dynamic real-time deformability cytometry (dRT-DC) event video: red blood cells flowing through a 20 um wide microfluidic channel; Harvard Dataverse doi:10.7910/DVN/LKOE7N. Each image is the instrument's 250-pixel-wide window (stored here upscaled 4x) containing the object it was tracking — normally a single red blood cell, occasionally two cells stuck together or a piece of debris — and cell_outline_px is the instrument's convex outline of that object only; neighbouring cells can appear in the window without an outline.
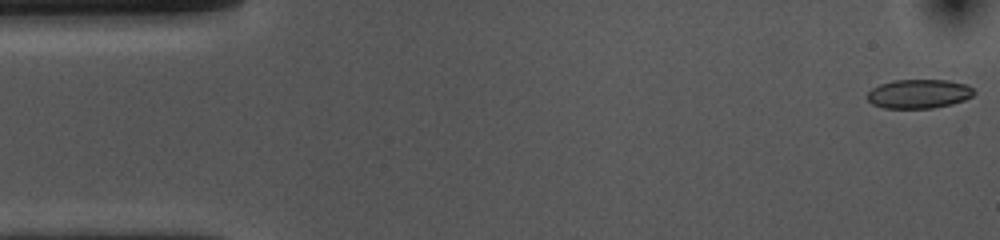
{"species": "common noctule bat (a hibernating species)", "species_latin": "Nyctalus noctula", "temperature_condition": "cold", "stored_images_in_passage": 53, "camera_frame_rate_fps": 3000, "um_per_image_px": 0.085, "animal": {"sex": "female", "body_mass_g": 10.0, "forearm_length_mm": 53.1}, "frame": {"image": 1, "passage_image": 1, "time_ms": 0.0, "image_size_px": [1000, 240], "cell_outline_px": [[976, 92], [972, 96], [964, 100], [952, 104], [932, 108], [884, 108], [872, 104], [868, 100], [868, 92], [872, 88], [880, 84], [892, 80], [948, 80], [964, 84], [972, 88]], "centroid_in_image_um": [78.09, 7.97], "position_along_channel_um": 6.9, "area_um2": 18.03}}
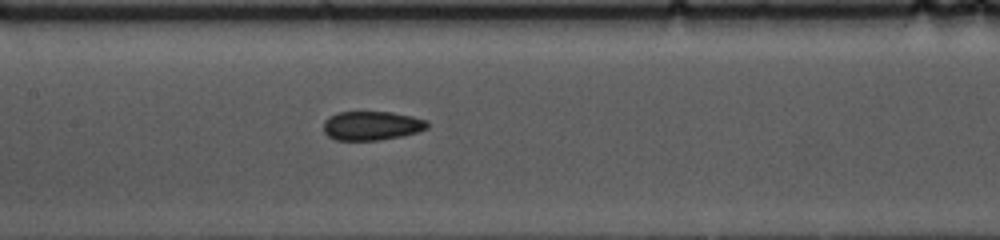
{"frame": {"image": 2, "passage_image": 24, "time_ms": 7.667, "image_size_px": [1000, 240], "cell_outline_px": [[428, 128], [416, 132], [400, 136], [380, 140], [336, 140], [328, 136], [324, 132], [324, 120], [328, 116], [336, 112], [392, 112], [412, 116], [428, 120]], "centroid_in_image_um": [31.58, 10.67], "position_along_channel_um": 175.8, "area_um2": 17.63}}
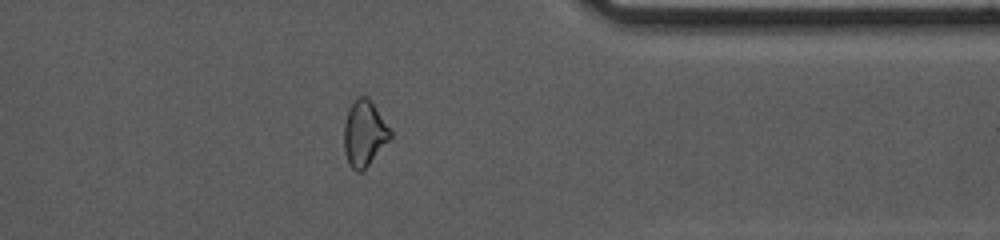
{"frame": {"image": 3, "passage_image": 42, "time_ms": 13.667, "image_size_px": [1000, 240], "cell_outline_px": [[392, 136], [368, 164], [360, 172], [356, 172], [348, 164], [344, 152], [344, 124], [348, 108], [360, 96], [368, 96], [392, 132]], "centroid_in_image_um": [30.94, 11.33], "position_along_channel_um": 380.5, "area_um2": 17.46}, "authors_computed_cell_mechanics": {"area_um2": 18.3804, "velocity_mm_per_s": 3.6544, "shape_relaxation_time_tau1_ms": null, "shape_relaxation_time_tau2_ms": 6.1545, "deformation_change_tau1": null, "deformation_change_tau2": 0.0954}}